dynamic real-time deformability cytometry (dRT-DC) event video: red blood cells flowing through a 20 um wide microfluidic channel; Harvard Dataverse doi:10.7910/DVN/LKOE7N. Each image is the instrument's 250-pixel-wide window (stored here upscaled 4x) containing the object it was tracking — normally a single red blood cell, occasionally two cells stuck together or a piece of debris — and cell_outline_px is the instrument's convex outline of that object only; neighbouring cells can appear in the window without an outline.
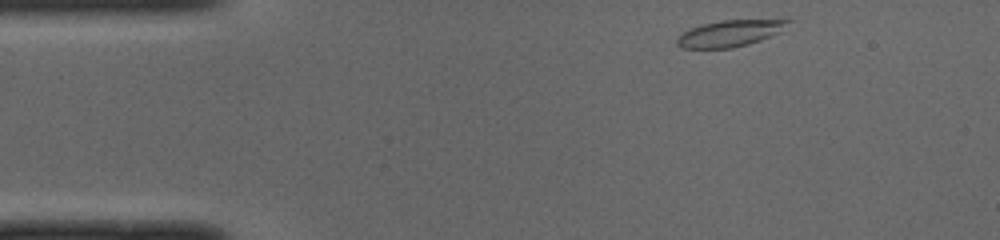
{"species": "common noctule bat (a hibernating species)", "species_latin": "Nyctalus noctula", "temperature_condition": "cold", "stored_images_in_passage": 44, "camera_frame_rate_fps": 3000, "um_per_image_px": 0.085, "animal": {"sex": "male", "body_mass_g": 19.0, "forearm_length_mm": 50.8}, "frame": {"image": 1, "passage_image": 1, "time_ms": 0.0, "image_size_px": [1000, 240], "cell_outline_px": [[792, 20], [780, 32], [760, 40], [748, 44], [732, 48], [680, 48], [676, 44], [676, 36], [688, 28], [720, 20]], "centroid_in_image_um": [61.96, 2.84], "position_along_channel_um": 23.0, "area_um2": 17.05}}
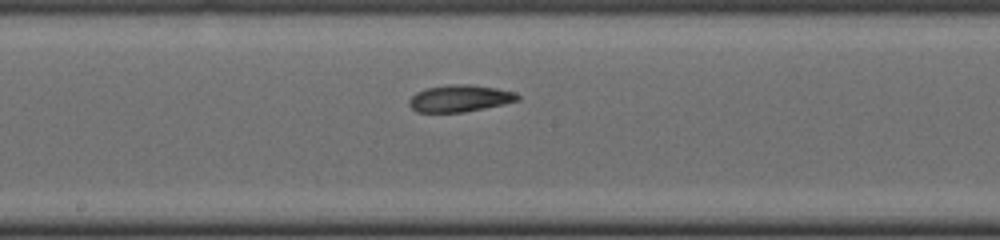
{"frame": {"image": 2, "passage_image": 20, "time_ms": 6.333, "image_size_px": [1000, 240], "cell_outline_px": [[520, 100], [504, 104], [464, 112], [416, 112], [408, 104], [408, 100], [416, 92], [428, 88], [448, 84], [472, 84], [496, 88], [516, 92], [520, 96]], "centroid_in_image_um": [39.1, 8.36], "position_along_channel_um": 209.1, "area_um2": 17.11}}
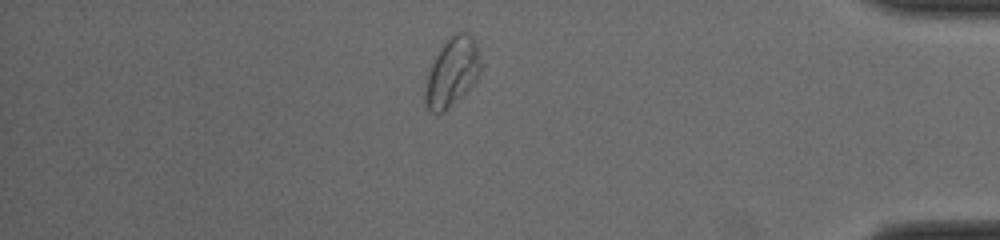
{"frame": {"image": 3, "passage_image": 37, "time_ms": 12.0, "image_size_px": [1000, 240], "cell_outline_px": [[480, 76], [476, 84], [444, 112], [436, 116], [428, 108], [424, 100], [424, 88], [428, 72], [440, 48], [448, 36], [456, 32], [464, 32], [472, 36], [476, 40], [480, 64]], "centroid_in_image_um": [38.43, 6.16], "position_along_channel_um": 396.8, "area_um2": 22.72}, "authors_computed_cell_mechanics": {"area_um2": 17.6868, "velocity_mm_per_s": 3.9798, "shape_relaxation_time_tau1_ms": 2.5811, "shape_relaxation_time_tau2_ms": 3.7236, "deformation_change_tau1": 0.1387, "deformation_change_tau2": 0.0879}}